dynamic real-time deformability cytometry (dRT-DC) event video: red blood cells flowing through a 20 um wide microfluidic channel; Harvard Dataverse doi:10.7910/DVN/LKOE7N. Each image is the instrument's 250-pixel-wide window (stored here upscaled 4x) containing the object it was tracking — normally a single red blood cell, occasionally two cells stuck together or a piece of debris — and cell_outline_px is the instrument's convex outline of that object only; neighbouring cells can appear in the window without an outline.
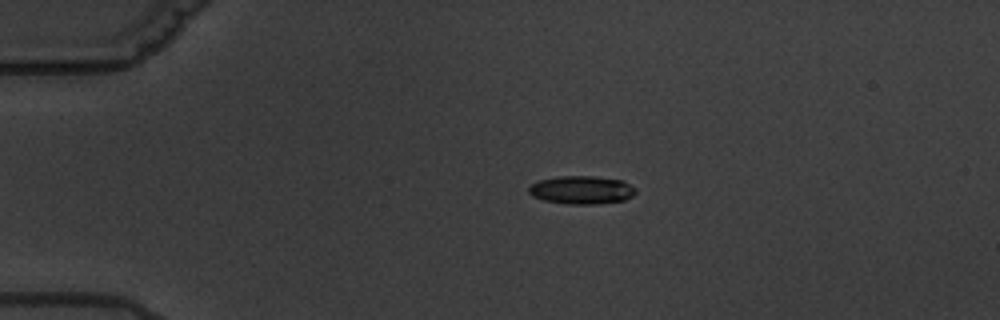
{"species": "common noctule bat (a hibernating species)", "species_latin": "Nyctalus noctula", "temperature_condition": "warm", "stored_images_in_passage": 4, "camera_frame_rate_fps": 3000, "um_per_image_px": 0.085, "animal": {"sex": "male", "body_mass_g": 19.5, "forearm_length_mm": 54.6}, "frame": {"image": 1, "passage_image": 4, "time_ms": 3.667, "image_size_px": [1000, 320], "cell_outline_px": [[636, 192], [632, 196], [624, 200], [596, 204], [568, 204], [544, 200], [532, 196], [528, 192], [528, 188], [532, 184], [540, 180], [556, 176], [596, 176], [624, 180], [636, 188]], "centroid_in_image_um": [49.45, 16.14], "position_along_channel_um": 35.5, "area_um2": 17.69}}